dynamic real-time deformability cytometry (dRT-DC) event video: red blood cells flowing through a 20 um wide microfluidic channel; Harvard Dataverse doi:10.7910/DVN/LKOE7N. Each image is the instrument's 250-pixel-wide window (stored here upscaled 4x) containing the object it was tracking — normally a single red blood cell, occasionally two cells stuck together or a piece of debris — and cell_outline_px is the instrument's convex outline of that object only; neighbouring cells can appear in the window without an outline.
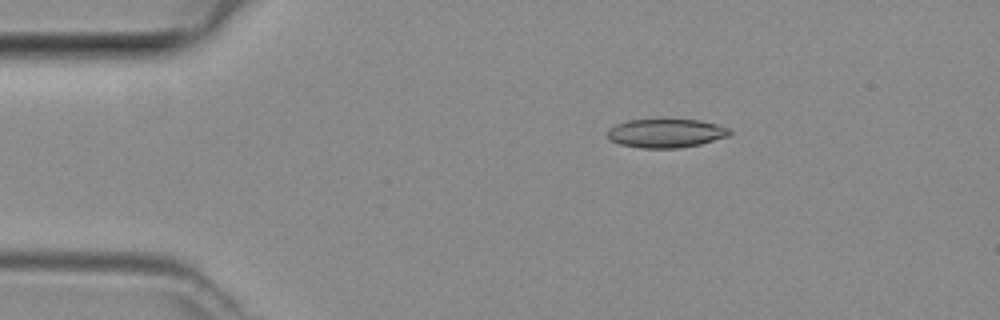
{"species": "common noctule bat (a hibernating species)", "species_latin": "Nyctalus noctula", "temperature_condition": "room temperature", "stored_images_in_passage": 5, "camera_frame_rate_fps": 3000, "um_per_image_px": 0.085, "animal": {"sex": "female", "body_mass_g": 29.2, "forearm_length_mm": 56.3}, "frame": {"image": 1, "passage_image": 3, "time_ms": 0.667, "image_size_px": [1000, 320], "cell_outline_px": [[732, 132], [728, 136], [700, 144], [676, 148], [640, 148], [620, 144], [608, 140], [608, 128], [616, 124], [628, 120], [700, 120], [716, 124], [728, 128]], "centroid_in_image_um": [56.57, 11.33], "position_along_channel_um": 28.4, "area_um2": 20.35}}
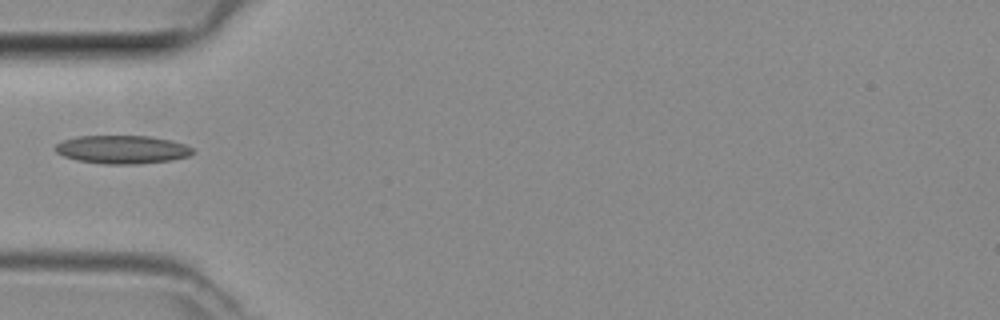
{"frame": {"image": 2, "passage_image": 5, "time_ms": 1.333, "image_size_px": [1000, 320], "cell_outline_px": [[196, 152], [188, 156], [172, 160], [136, 164], [104, 164], [76, 160], [64, 156], [56, 152], [56, 144], [64, 140], [76, 136], [152, 136], [172, 140], [184, 144], [192, 148]], "centroid_in_image_um": [10.41, 12.71], "position_along_channel_um": 74.6, "area_um2": 22.72}}